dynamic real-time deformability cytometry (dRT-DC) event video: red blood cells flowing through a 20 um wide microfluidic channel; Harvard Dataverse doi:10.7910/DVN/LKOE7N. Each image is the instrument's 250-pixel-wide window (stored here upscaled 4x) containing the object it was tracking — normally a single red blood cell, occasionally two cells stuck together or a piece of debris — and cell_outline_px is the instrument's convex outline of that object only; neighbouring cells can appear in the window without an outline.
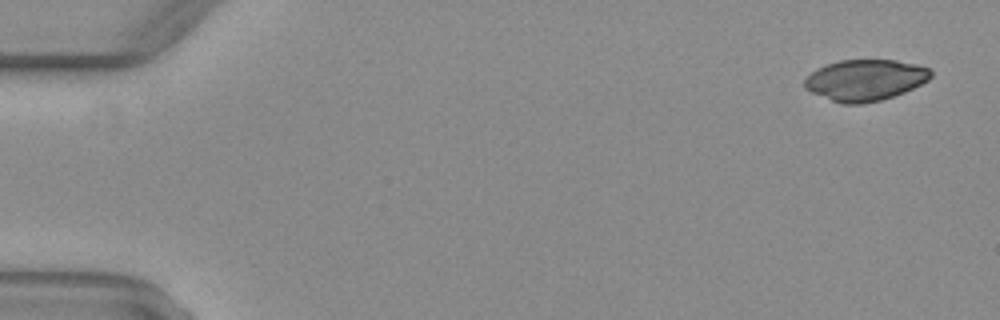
{"species": "common noctule bat (a hibernating species)", "species_latin": "Nyctalus noctula", "temperature_condition": "warm", "stored_images_in_passage": 16, "camera_frame_rate_fps": 3000, "um_per_image_px": 0.085, "animal": {"sex": "female", "body_mass_g": 29.2, "forearm_length_mm": 56.3}, "frame": {"image": 1, "passage_image": 3, "time_ms": 0.667, "image_size_px": [1000, 320], "cell_outline_px": [[932, 76], [928, 80], [904, 92], [880, 100], [860, 104], [840, 104], [812, 92], [804, 88], [804, 80], [816, 68], [824, 64], [840, 60], [896, 60], [916, 64], [932, 68]], "centroid_in_image_um": [73.54, 6.79], "position_along_channel_um": 11.5, "area_um2": 30.35}}